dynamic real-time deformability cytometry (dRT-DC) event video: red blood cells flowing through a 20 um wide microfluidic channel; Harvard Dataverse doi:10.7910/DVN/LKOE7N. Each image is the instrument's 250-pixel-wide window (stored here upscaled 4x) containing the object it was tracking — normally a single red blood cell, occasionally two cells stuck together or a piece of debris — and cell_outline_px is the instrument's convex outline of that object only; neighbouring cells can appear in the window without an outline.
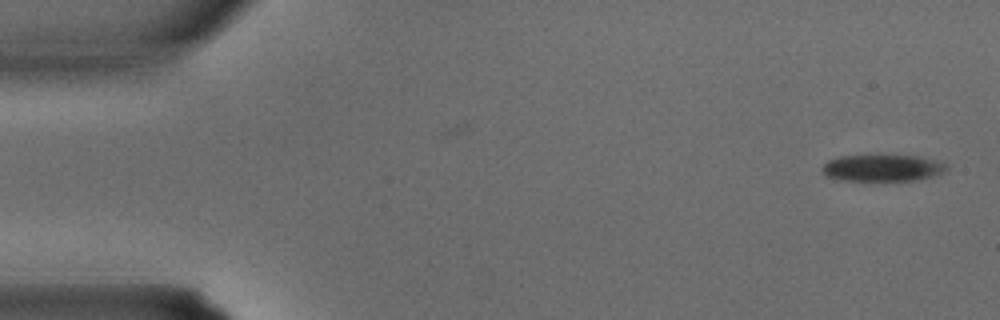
{"species": "common noctule bat (a hibernating species)", "species_latin": "Nyctalus noctula", "temperature_condition": "warm", "stored_images_in_passage": 34, "camera_frame_rate_fps": 3000, "um_per_image_px": 0.085, "animal": {"sex": "male", "body_mass_g": 15.6}, "frame": {"image": 1, "passage_image": 1, "time_ms": 0.0, "image_size_px": [1000, 320], "cell_outline_px": [[948, 168], [944, 172], [936, 176], [916, 180], [840, 180], [828, 176], [820, 168], [828, 160], [840, 156], [872, 152], [916, 156], [936, 160], [944, 164]], "centroid_in_image_um": [74.99, 14.22], "position_along_channel_um": 10.0, "area_um2": 20.17}}
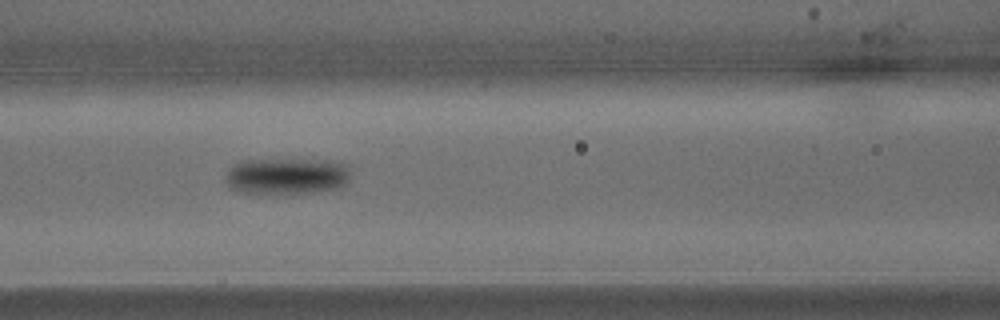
{"frame": {"image": 2, "passage_image": 14, "time_ms": 4.333, "image_size_px": [1000, 320], "cell_outline_px": [[352, 172], [348, 180], [340, 188], [312, 192], [240, 192], [228, 188], [224, 180], [224, 176], [228, 168], [232, 164], [244, 160], [340, 160], [352, 164]], "centroid_in_image_um": [24.42, 14.93], "position_along_channel_um": 142.2, "area_um2": 26.99}}
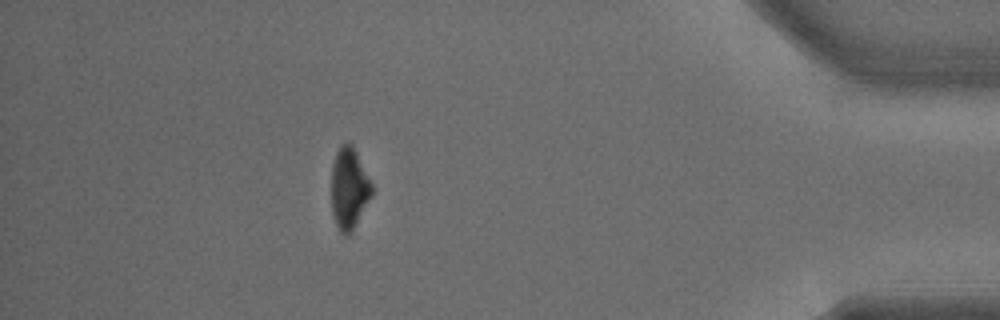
{"frame": {"image": 3, "passage_image": 30, "time_ms": 9.667, "image_size_px": [1000, 320], "cell_outline_px": [[372, 196], [352, 232], [348, 236], [344, 236], [340, 232], [336, 224], [332, 212], [332, 164], [336, 152], [340, 144], [348, 140], [352, 144], [372, 184]], "centroid_in_image_um": [29.67, 16.02], "position_along_channel_um": 405.5, "area_um2": 19.31}}